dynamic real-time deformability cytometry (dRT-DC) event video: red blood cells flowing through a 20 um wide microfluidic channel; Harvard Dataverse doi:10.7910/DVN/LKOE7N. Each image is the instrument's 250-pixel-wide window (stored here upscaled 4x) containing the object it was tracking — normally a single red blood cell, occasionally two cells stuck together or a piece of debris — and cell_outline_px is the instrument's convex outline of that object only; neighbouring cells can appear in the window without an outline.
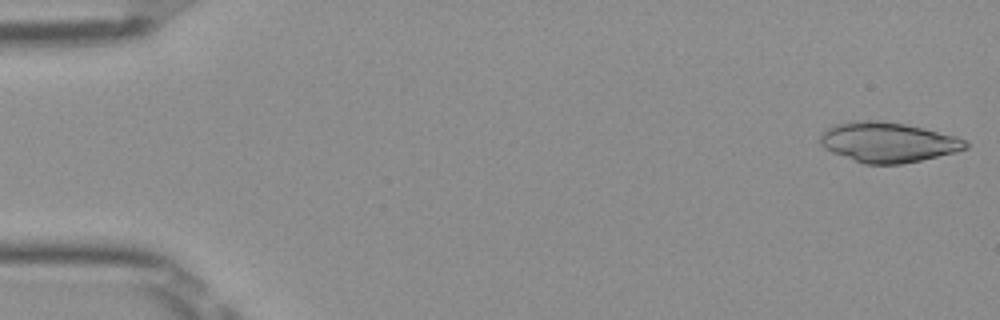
{"species": "Egyptian fruit bat (a non-hibernating species)", "species_latin": "Rousettus aegyptiacus", "temperature_condition": "room temperature", "stored_images_in_passage": 14, "camera_frame_rate_fps": 3000, "um_per_image_px": 0.085, "frame": {"image": 1, "passage_image": 1, "time_ms": 0.0, "image_size_px": [1000, 320], "cell_outline_px": [[968, 148], [956, 152], [920, 160], [900, 164], [864, 164], [832, 152], [824, 148], [820, 144], [820, 136], [828, 128], [836, 124], [852, 120], [876, 120], [904, 124], [956, 136], [968, 140]], "centroid_in_image_um": [75.48, 12.09], "position_along_channel_um": 9.5, "area_um2": 33.76}}
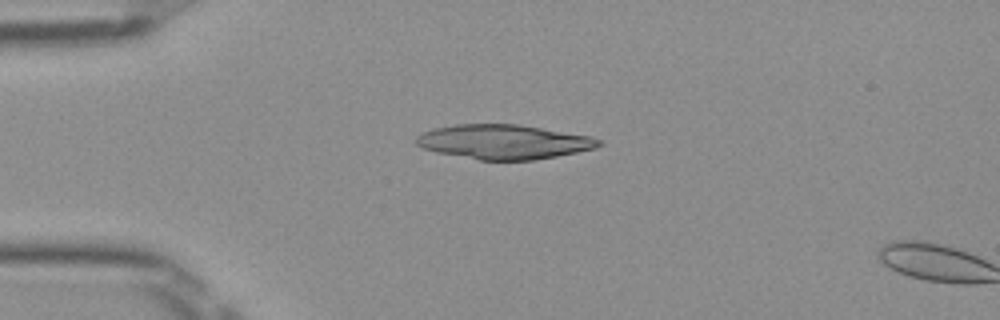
{"frame": {"image": 2, "passage_image": 12, "time_ms": 3.667, "image_size_px": [1000, 320], "cell_outline_px": [[604, 144], [596, 148], [556, 156], [532, 160], [476, 160], [436, 152], [424, 148], [416, 144], [416, 136], [424, 132], [436, 128], [456, 124], [516, 124], [592, 136], [600, 140]], "centroid_in_image_um": [42.83, 12.06], "position_along_channel_um": 42.2, "area_um2": 36.59}}